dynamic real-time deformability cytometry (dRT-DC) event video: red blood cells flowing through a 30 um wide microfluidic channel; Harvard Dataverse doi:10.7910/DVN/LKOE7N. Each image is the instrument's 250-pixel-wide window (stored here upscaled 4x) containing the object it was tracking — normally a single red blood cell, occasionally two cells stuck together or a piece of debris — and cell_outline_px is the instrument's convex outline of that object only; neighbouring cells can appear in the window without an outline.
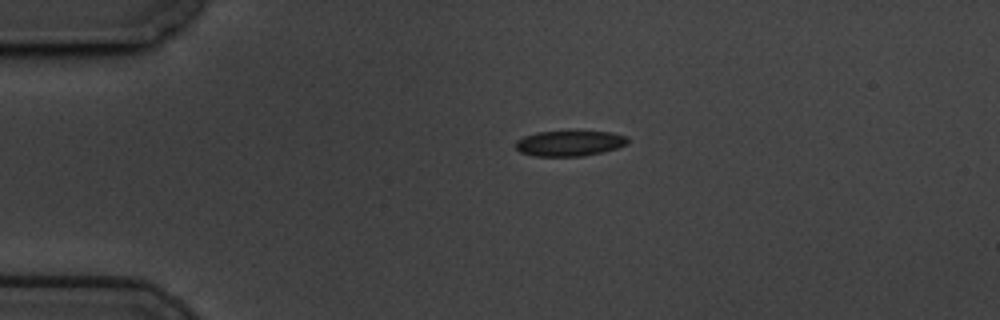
{"species": "common noctule bat (a hibernating species)", "species_latin": "Nyctalus noctula", "temperature_condition": "cold", "stored_images_in_passage": 40, "camera_frame_rate_fps": 3000, "um_per_image_px": 0.085, "animal": {"sex": "male", "body_mass_g": 19.5, "forearm_length_mm": 54.6}, "frame": {"image": 1, "passage_image": 1, "time_ms": 0.0, "image_size_px": [1000, 320], "cell_outline_px": [[628, 144], [604, 152], [584, 156], [532, 156], [520, 152], [516, 148], [516, 140], [524, 136], [536, 132], [612, 132], [628, 136]], "centroid_in_image_um": [48.42, 12.19], "position_along_channel_um": 36.6, "area_um2": 16.65}}
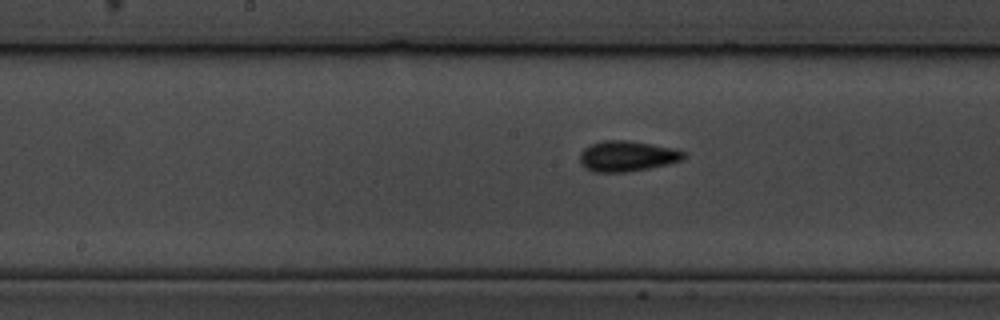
{"frame": {"image": 2, "passage_image": 18, "time_ms": 5.667, "image_size_px": [1000, 320], "cell_outline_px": [[684, 156], [680, 160], [668, 164], [648, 168], [624, 172], [592, 172], [580, 160], [580, 152], [584, 148], [592, 144], [604, 140], [628, 140], [676, 148], [684, 152]], "centroid_in_image_um": [53.31, 13.26], "position_along_channel_um": 194.9, "area_um2": 18.26}}
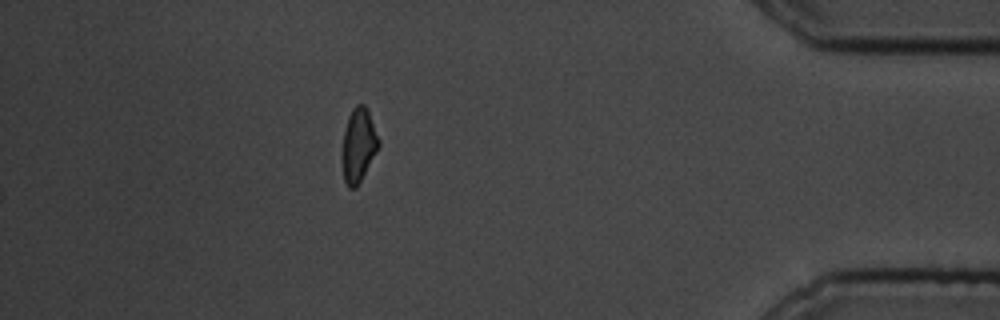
{"frame": {"image": 3, "passage_image": 40, "time_ms": 13.0, "image_size_px": [1000, 320], "cell_outline_px": [[380, 144], [376, 152], [356, 188], [348, 188], [344, 180], [340, 156], [344, 128], [348, 116], [352, 108], [356, 104], [364, 104], [368, 108], [380, 140]], "centroid_in_image_um": [30.44, 12.31], "position_along_channel_um": 404.8, "area_um2": 16.13}, "authors_computed_cell_mechanics": {"area_um2": 16.762, "velocity_mm_per_s": 3.4487, "shape_relaxation_time_tau1_ms": 4.1827, "shape_relaxation_time_tau2_ms": 2.1569, "deformation_change_tau1": 0.0796, "deformation_change_tau2": 0.061}}